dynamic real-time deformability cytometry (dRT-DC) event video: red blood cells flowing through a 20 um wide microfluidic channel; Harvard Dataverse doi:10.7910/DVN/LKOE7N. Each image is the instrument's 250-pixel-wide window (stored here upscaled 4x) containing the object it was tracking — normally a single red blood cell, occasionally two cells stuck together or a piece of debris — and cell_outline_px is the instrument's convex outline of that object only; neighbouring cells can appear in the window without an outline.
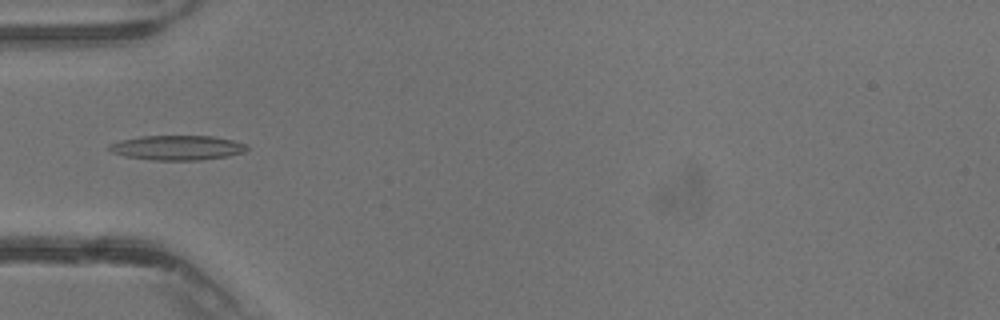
{"species": "common noctule bat (a hibernating species)", "species_latin": "Nyctalus noctula", "temperature_condition": "warm", "stored_images_in_passage": 39, "camera_frame_rate_fps": 3000, "um_per_image_px": 0.085, "animal": {"sex": "male", "body_mass_g": 13.3}, "frame": {"image": 1, "passage_image": 13, "time_ms": 4.0, "image_size_px": [1000, 320], "cell_outline_px": [[248, 148], [244, 152], [228, 156], [200, 160], [152, 160], [124, 156], [112, 152], [108, 148], [108, 144], [120, 140], [140, 136], [212, 136], [232, 140], [248, 144]], "centroid_in_image_um": [15.06, 12.55], "position_along_channel_um": 69.9, "area_um2": 19.88}}
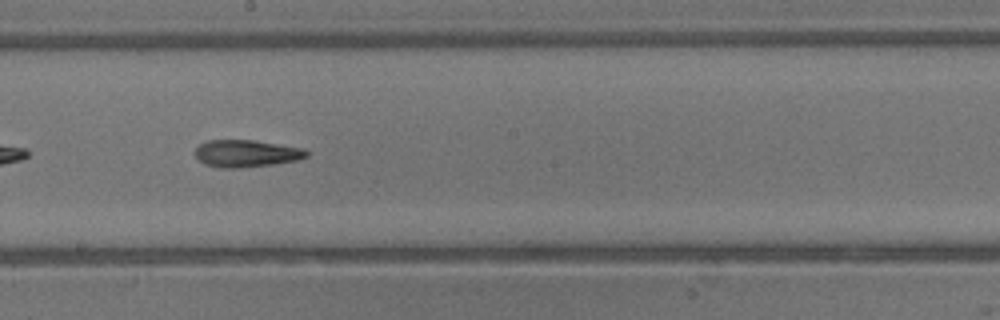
{"frame": {"image": 2, "passage_image": 22, "time_ms": 7.0, "image_size_px": [1000, 320], "cell_outline_px": [[308, 156], [296, 160], [272, 164], [236, 168], [220, 168], [204, 164], [196, 156], [196, 148], [200, 144], [208, 140], [252, 140], [304, 148], [308, 152]], "centroid_in_image_um": [20.93, 13.04], "position_along_channel_um": 227.3, "area_um2": 17.46}}
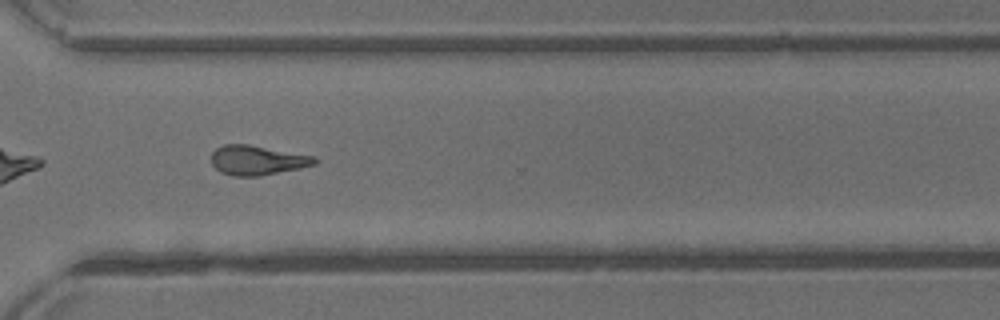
{"frame": {"image": 3, "passage_image": 29, "time_ms": 9.333, "image_size_px": [1000, 320], "cell_outline_px": [[320, 160], [316, 164], [300, 168], [260, 176], [232, 176], [220, 172], [212, 164], [212, 152], [216, 148], [224, 144], [248, 144], [316, 156]], "centroid_in_image_um": [21.9, 13.62], "position_along_channel_um": 348.7, "area_um2": 17.98}}